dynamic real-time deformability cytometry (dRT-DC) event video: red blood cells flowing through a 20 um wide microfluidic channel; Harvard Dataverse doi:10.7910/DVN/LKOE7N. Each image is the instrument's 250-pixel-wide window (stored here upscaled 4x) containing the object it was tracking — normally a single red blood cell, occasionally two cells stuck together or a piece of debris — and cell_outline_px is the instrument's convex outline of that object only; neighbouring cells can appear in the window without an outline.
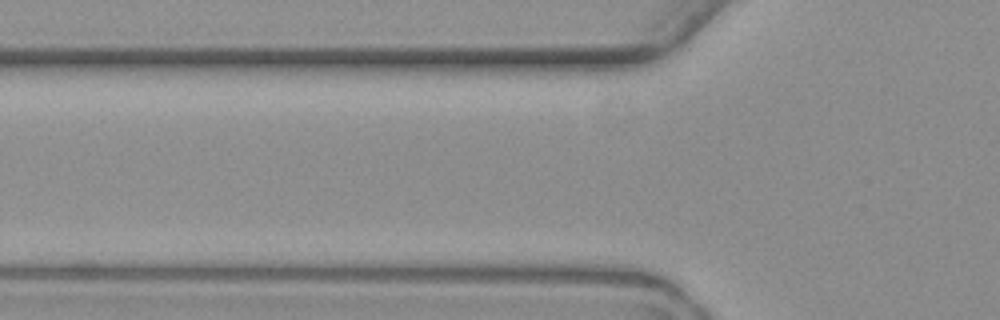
{"species": "common noctule bat (a hibernating species)", "species_latin": "Nyctalus noctula", "temperature_condition": "warm", "stored_images_in_passage": 3, "camera_frame_rate_fps": 3000, "um_per_image_px": 0.085, "animal": {"sex": "female", "body_mass_g": 19.3, "forearm_length_mm": 54.1}, "frame": {"image": 1, "passage_image": 2, "time_ms": 1.0, "image_size_px": [1000, 320], "cell_outline_px": [[312, 276], [304, 280], [188, 280], [188, 276], [196, 268], [212, 260], [272, 260], [304, 272]], "centroid_in_image_um": [20.95, 23.04], "position_along_channel_um": 104.9, "area_um2": 14.45}}